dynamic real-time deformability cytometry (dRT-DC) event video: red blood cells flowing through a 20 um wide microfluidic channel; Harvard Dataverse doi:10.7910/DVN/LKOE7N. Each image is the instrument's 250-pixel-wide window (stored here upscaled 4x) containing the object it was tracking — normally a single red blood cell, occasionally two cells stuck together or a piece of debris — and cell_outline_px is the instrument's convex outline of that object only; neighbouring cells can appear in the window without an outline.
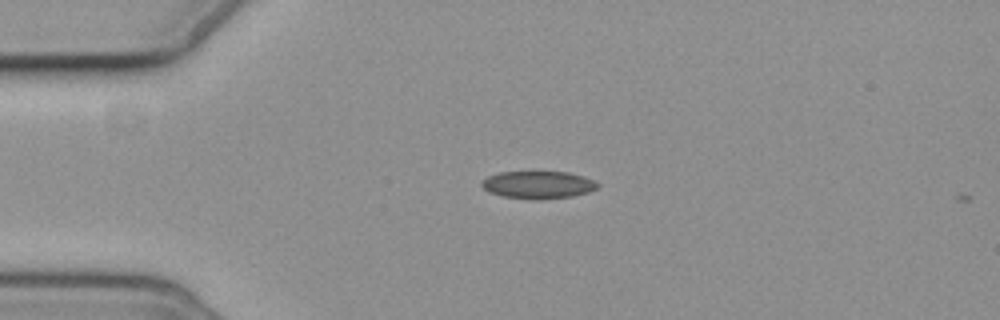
{"species": "common noctule bat (a hibernating species)", "species_latin": "Nyctalus noctula", "temperature_condition": "cold", "stored_images_in_passage": 3, "camera_frame_rate_fps": 3000, "um_per_image_px": 0.085, "animal": {"sex": "female", "body_mass_g": 19.3, "forearm_length_mm": 54.1}, "frame": {"image": 1, "passage_image": 3, "time_ms": 2.667, "image_size_px": [1000, 320], "cell_outline_px": [[600, 184], [596, 188], [588, 192], [572, 196], [504, 196], [488, 192], [480, 184], [488, 176], [500, 172], [532, 168], [568, 172], [584, 176], [596, 180]], "centroid_in_image_um": [45.75, 15.58], "position_along_channel_um": 39.2, "area_um2": 18.55}}